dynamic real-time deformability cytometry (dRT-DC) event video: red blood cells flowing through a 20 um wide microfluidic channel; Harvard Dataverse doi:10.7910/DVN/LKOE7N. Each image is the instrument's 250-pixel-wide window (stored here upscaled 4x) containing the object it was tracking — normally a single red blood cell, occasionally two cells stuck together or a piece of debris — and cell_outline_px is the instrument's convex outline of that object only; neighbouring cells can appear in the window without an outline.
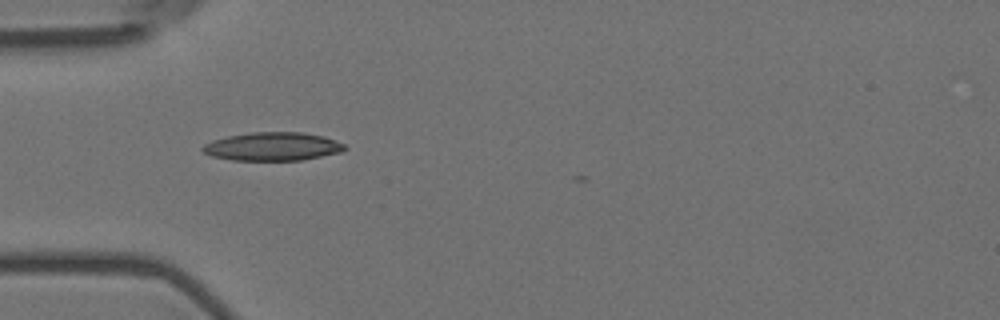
{"species": "Egyptian fruit bat (a non-hibernating species)", "species_latin": "Rousettus aegyptiacus", "temperature_condition": "room temperature", "stored_images_in_passage": 3, "camera_frame_rate_fps": 3000, "um_per_image_px": 0.085, "animal": {"sex": "female"}, "frame": {"image": 1, "passage_image": 1, "time_ms": 0.0, "image_size_px": [1000, 320], "cell_outline_px": [[348, 148], [340, 152], [300, 160], [232, 160], [212, 156], [204, 152], [200, 148], [204, 144], [212, 140], [228, 136], [252, 132], [300, 132], [324, 136], [344, 144]], "centroid_in_image_um": [23.15, 12.45], "position_along_channel_um": 61.8, "area_um2": 23.35}}